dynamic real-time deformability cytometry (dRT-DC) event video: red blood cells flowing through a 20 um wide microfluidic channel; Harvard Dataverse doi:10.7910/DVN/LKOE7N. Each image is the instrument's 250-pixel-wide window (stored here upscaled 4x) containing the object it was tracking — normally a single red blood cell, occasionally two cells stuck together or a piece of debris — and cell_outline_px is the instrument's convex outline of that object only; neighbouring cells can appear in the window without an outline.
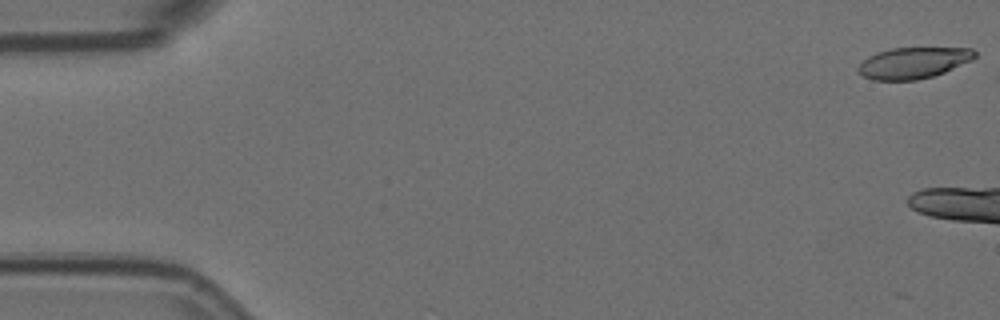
{"species": "Egyptian fruit bat (a non-hibernating species)", "species_latin": "Rousettus aegyptiacus", "temperature_condition": "room temperature", "stored_images_in_passage": 6, "camera_frame_rate_fps": 3000, "um_per_image_px": 0.085, "animal": {"sex": "female"}, "frame": {"image": 1, "passage_image": 1, "time_ms": 0.0, "image_size_px": [1000, 320], "cell_outline_px": [[976, 52], [972, 56], [940, 72], [928, 76], [908, 80], [880, 80], [868, 76], [868, 60], [884, 52], [900, 48], [964, 48]], "centroid_in_image_um": [77.76, 5.32], "position_along_channel_um": 7.2, "area_um2": 18.21}}